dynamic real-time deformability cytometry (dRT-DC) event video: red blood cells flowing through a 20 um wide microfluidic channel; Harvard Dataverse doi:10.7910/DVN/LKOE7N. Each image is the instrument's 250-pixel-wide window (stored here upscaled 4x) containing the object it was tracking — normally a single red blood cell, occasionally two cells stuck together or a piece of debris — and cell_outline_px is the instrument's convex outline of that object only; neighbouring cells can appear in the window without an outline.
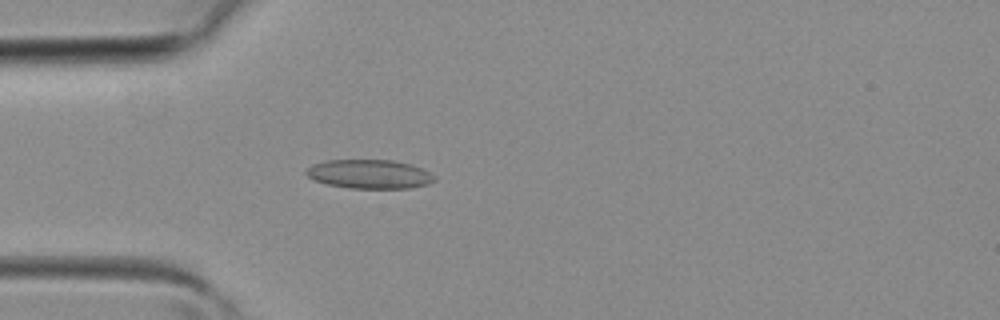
{"species": "common noctule bat (a hibernating species)", "species_latin": "Nyctalus noctula", "temperature_condition": "room temperature", "stored_images_in_passage": 29, "camera_frame_rate_fps": 3000, "um_per_image_px": 0.085, "animal": {"sex": "female", "body_mass_g": 19.3, "forearm_length_mm": 54.1}, "frame": {"image": 1, "passage_image": 5, "time_ms": 1.333, "image_size_px": [1000, 320], "cell_outline_px": [[436, 180], [428, 184], [408, 188], [348, 188], [328, 184], [312, 180], [304, 172], [312, 164], [324, 160], [392, 160], [412, 164], [436, 176]], "centroid_in_image_um": [31.38, 14.79], "position_along_channel_um": 53.6, "area_um2": 21.73}}
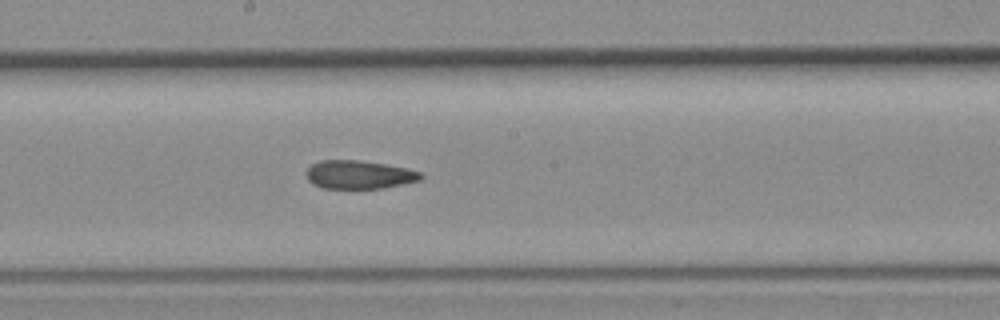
{"frame": {"image": 2, "passage_image": 15, "time_ms": 4.667, "image_size_px": [1000, 320], "cell_outline_px": [[424, 176], [420, 180], [384, 188], [324, 188], [312, 184], [308, 180], [304, 172], [312, 164], [320, 160], [360, 160], [408, 168], [420, 172]], "centroid_in_image_um": [30.5, 14.84], "position_along_channel_um": 217.7, "area_um2": 19.02}}
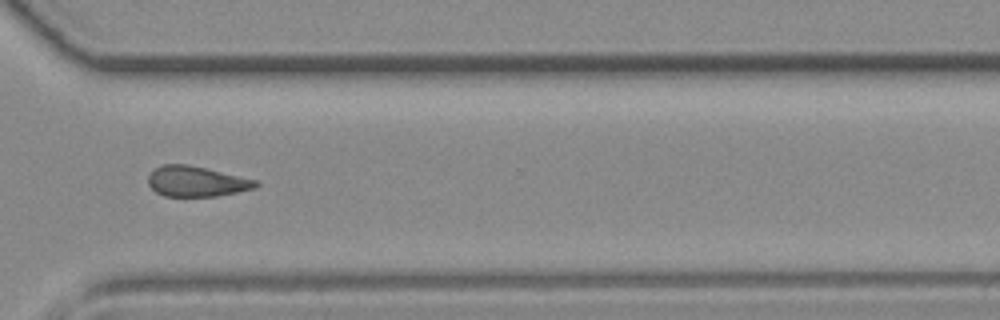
{"frame": {"image": 3, "passage_image": 23, "time_ms": 7.333, "image_size_px": [1000, 320], "cell_outline_px": [[260, 184], [256, 188], [216, 196], [164, 196], [156, 192], [148, 184], [148, 176], [156, 168], [164, 164], [184, 164], [204, 168], [256, 180]], "centroid_in_image_um": [16.68, 15.43], "position_along_channel_um": 353.9, "area_um2": 18.73}}